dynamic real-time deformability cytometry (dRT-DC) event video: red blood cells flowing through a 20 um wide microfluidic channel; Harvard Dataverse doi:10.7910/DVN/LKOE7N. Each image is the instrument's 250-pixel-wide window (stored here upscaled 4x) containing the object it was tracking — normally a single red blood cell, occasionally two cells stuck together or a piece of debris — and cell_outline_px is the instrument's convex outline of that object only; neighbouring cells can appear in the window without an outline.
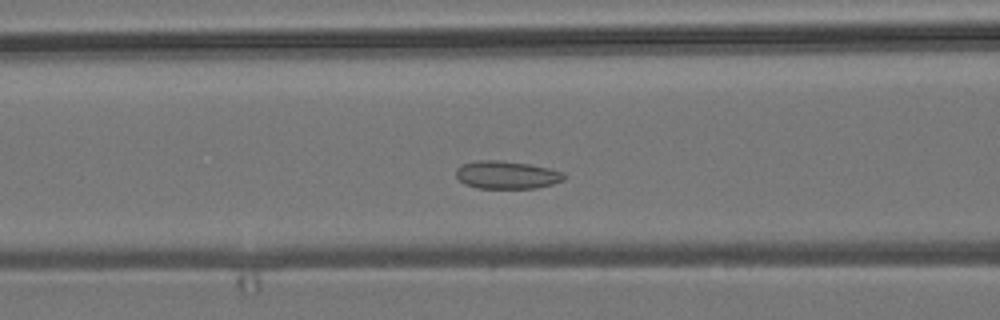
{"species": "common noctule bat (a hibernating species)", "species_latin": "Nyctalus noctula", "temperature_condition": "room temperature", "stored_images_in_passage": 51, "camera_frame_rate_fps": 3000, "um_per_image_px": 0.085, "animal": {"sex": "male", "body_mass_g": 19.2, "forearm_length_mm": 51.8}, "frame": {"image": 1, "passage_image": 18, "time_ms": 5.667, "image_size_px": [1000, 320], "cell_outline_px": [[568, 176], [564, 180], [552, 184], [536, 188], [476, 188], [464, 184], [456, 176], [456, 168], [460, 164], [476, 160], [500, 160], [528, 164], [548, 168], [564, 172]], "centroid_in_image_um": [43.06, 14.86], "position_along_channel_um": 123.5, "area_um2": 17.74}}
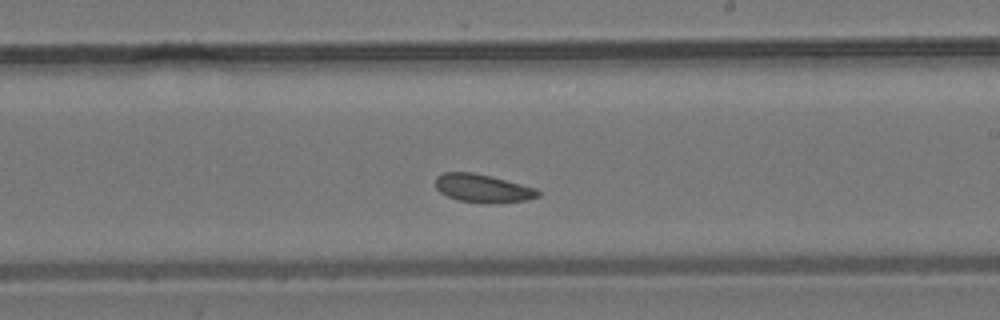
{"frame": {"image": 2, "passage_image": 28, "time_ms": 9.0, "image_size_px": [1000, 320], "cell_outline_px": [[540, 196], [528, 200], [492, 204], [484, 204], [456, 200], [440, 192], [436, 188], [436, 176], [444, 172], [472, 172], [536, 188], [540, 192]], "centroid_in_image_um": [41.03, 16.03], "position_along_channel_um": 248.0, "area_um2": 16.94}}
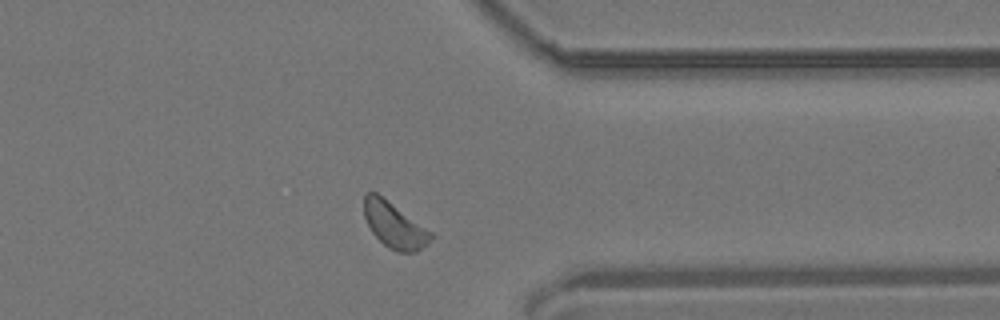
{"frame": {"image": 3, "passage_image": 39, "time_ms": 12.667, "image_size_px": [1000, 320], "cell_outline_px": [[432, 236], [428, 244], [416, 252], [396, 252], [388, 248], [372, 232], [364, 216], [364, 192], [376, 192], [432, 232]], "centroid_in_image_um": [33.51, 19.14], "position_along_channel_um": 377.9, "area_um2": 17.57}, "authors_computed_cell_mechanics": {"area_um2": 17.2822, "velocity_mm_per_s": 3.7462, "shape_relaxation_time_tau1_ms": null, "shape_relaxation_time_tau2_ms": 4.5521, "deformation_change_tau1": null, "deformation_change_tau2": 0.0917}}